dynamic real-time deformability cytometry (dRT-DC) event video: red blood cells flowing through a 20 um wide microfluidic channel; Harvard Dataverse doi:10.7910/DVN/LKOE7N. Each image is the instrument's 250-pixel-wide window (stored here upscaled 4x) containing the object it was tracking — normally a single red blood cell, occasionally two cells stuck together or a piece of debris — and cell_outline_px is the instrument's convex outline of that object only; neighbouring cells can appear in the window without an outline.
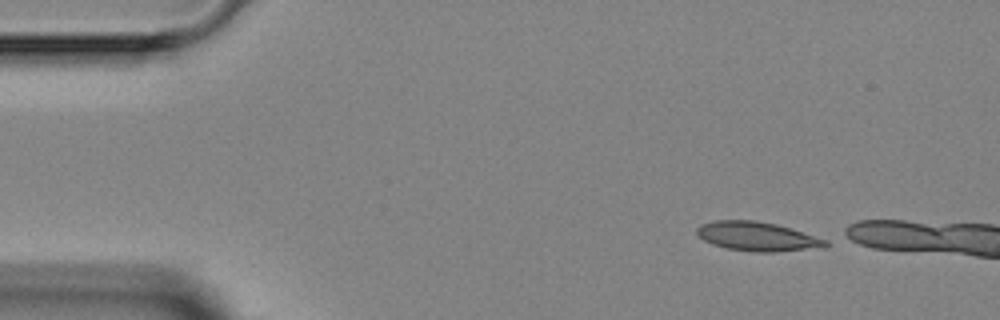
{"species": "Egyptian fruit bat (a non-hibernating species)", "species_latin": "Rousettus aegyptiacus", "temperature_condition": "room temperature", "stored_images_in_passage": 2, "camera_frame_rate_fps": 3000, "um_per_image_px": 0.085, "animal": {"sex": "female"}, "frame": {"image": 1, "passage_image": 1, "time_ms": 0.0, "image_size_px": [1000, 320], "cell_outline_px": [[828, 244], [824, 248], [776, 252], [756, 252], [728, 248], [712, 244], [704, 240], [696, 232], [696, 228], [704, 224], [716, 220], [752, 220], [776, 224], [828, 240]], "centroid_in_image_um": [64.41, 20.11], "position_along_channel_um": 20.6, "area_um2": 21.68}}